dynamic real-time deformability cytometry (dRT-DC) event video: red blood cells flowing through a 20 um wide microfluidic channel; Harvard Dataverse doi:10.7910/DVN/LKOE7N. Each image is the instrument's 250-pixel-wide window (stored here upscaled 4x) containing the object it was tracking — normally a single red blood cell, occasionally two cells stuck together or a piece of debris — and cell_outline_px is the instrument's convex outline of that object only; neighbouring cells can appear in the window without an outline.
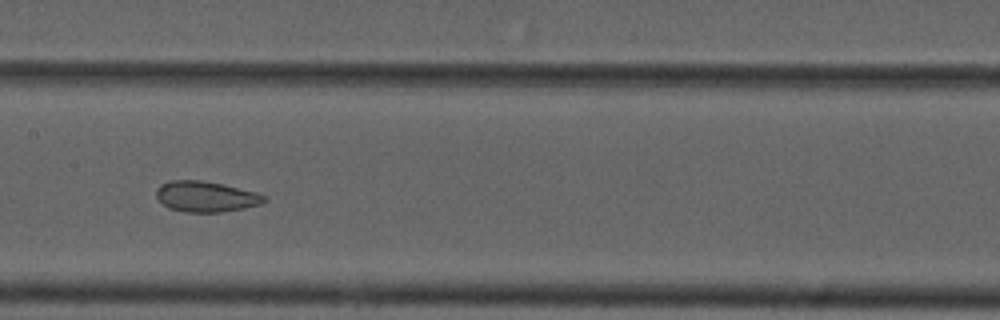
{"species": "common noctule bat (a hibernating species)", "species_latin": "Nyctalus noctula", "temperature_condition": "cold", "stored_images_in_passage": 11, "camera_frame_rate_fps": 3000, "um_per_image_px": 0.085, "animal": {"sex": "male", "forearm_length_mm": 52.5}, "frame": {"image": 1, "passage_image": 7, "time_ms": 7.667, "image_size_px": [1000, 320], "cell_outline_px": [[268, 200], [260, 204], [220, 212], [184, 212], [168, 208], [156, 196], [156, 188], [160, 184], [172, 180], [200, 180], [220, 184], [256, 192], [264, 196]], "centroid_in_image_um": [17.45, 16.7], "position_along_channel_um": 189.9, "area_um2": 19.02}}
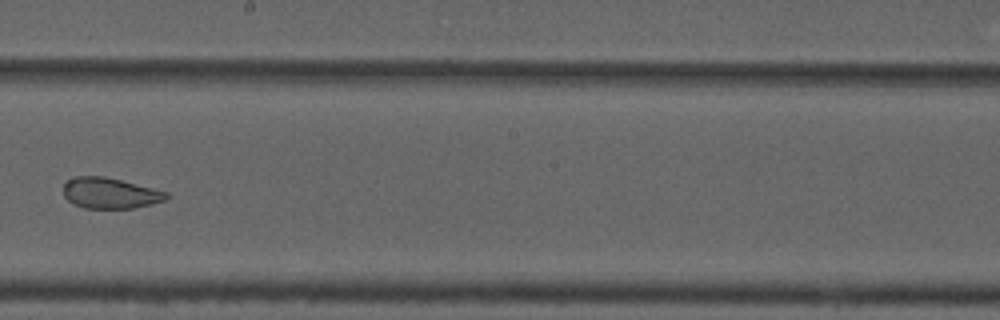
{"frame": {"image": 2, "passage_image": 8, "time_ms": 9.0, "image_size_px": [1000, 320], "cell_outline_px": [[168, 196], [164, 200], [152, 204], [132, 208], [84, 208], [68, 200], [64, 196], [64, 184], [68, 180], [76, 176], [104, 176], [168, 192]], "centroid_in_image_um": [9.34, 16.41], "position_along_channel_um": 238.9, "area_um2": 18.21}}